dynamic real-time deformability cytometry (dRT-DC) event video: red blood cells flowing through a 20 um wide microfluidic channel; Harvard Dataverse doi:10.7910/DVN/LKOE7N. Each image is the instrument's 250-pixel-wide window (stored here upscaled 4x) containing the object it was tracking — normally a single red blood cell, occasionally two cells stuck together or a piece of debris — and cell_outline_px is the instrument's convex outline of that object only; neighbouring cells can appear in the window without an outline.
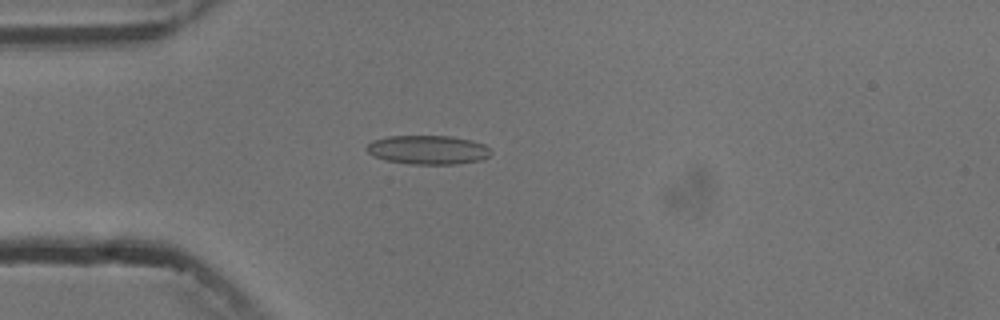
{"species": "common noctule bat (a hibernating species)", "species_latin": "Nyctalus noctula", "temperature_condition": "cold", "stored_images_in_passage": 5, "camera_frame_rate_fps": 3000, "um_per_image_px": 0.085, "animal": {"sex": "male", "body_mass_g": 13.3}, "frame": {"image": 1, "passage_image": 4, "time_ms": 4.333, "image_size_px": [1000, 320], "cell_outline_px": [[492, 152], [488, 156], [480, 160], [456, 164], [412, 164], [384, 160], [372, 156], [364, 148], [372, 140], [388, 136], [452, 136], [472, 140], [484, 144]], "centroid_in_image_um": [36.34, 12.73], "position_along_channel_um": 48.7, "area_um2": 21.1}}